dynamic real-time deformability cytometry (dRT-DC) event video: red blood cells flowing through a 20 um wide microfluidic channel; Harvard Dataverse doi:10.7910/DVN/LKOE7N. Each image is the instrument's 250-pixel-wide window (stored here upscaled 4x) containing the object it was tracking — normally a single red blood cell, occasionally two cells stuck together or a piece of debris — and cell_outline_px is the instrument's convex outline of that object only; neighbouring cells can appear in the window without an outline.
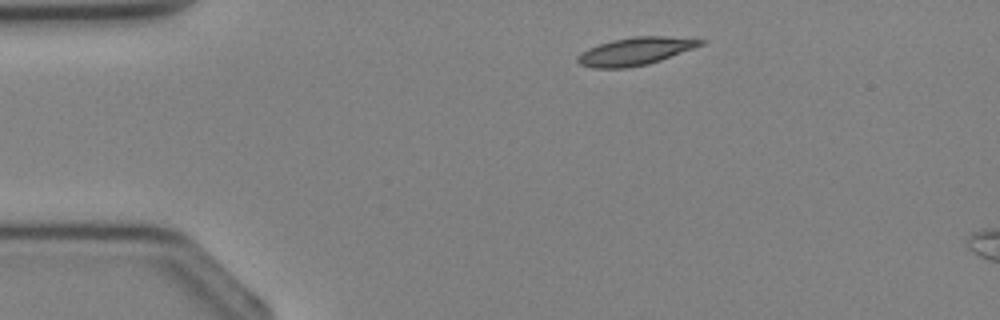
{"species": "Egyptian fruit bat (a non-hibernating species)", "species_latin": "Rousettus aegyptiacus", "temperature_condition": "cold", "stored_images_in_passage": 2, "camera_frame_rate_fps": 3000, "um_per_image_px": 0.085, "animal": {"sex": "female"}, "frame": {"image": 1, "passage_image": 1, "time_ms": 0.0, "image_size_px": [1000, 320], "cell_outline_px": [[708, 40], [704, 44], [660, 60], [648, 64], [624, 68], [592, 68], [580, 64], [576, 60], [576, 56], [580, 52], [588, 48], [612, 40], [632, 36], [664, 36]], "centroid_in_image_um": [53.97, 4.35], "position_along_channel_um": 31.0, "area_um2": 19.83}}